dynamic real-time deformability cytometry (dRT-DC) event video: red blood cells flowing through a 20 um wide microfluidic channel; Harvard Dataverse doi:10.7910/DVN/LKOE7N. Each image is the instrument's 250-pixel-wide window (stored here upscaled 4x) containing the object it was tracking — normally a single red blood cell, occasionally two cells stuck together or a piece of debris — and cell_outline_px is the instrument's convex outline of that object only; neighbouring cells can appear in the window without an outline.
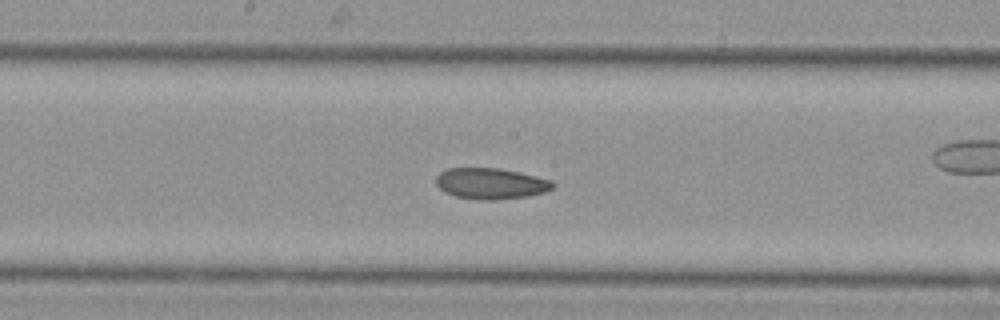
{"species": "Egyptian fruit bat (a non-hibernating species)", "species_latin": "Rousettus aegyptiacus", "temperature_condition": "cold", "stored_images_in_passage": 26, "camera_frame_rate_fps": 3000, "um_per_image_px": 0.085, "animal": {"sex": "female"}, "frame": {"image": 1, "passage_image": 12, "time_ms": 3.667, "image_size_px": [1000, 320], "cell_outline_px": [[556, 184], [552, 188], [544, 192], [528, 196], [492, 200], [480, 200], [456, 196], [444, 192], [436, 184], [436, 176], [440, 172], [448, 168], [496, 168], [520, 172], [552, 180]], "centroid_in_image_um": [41.72, 15.6], "position_along_channel_um": 206.5, "area_um2": 21.1}}